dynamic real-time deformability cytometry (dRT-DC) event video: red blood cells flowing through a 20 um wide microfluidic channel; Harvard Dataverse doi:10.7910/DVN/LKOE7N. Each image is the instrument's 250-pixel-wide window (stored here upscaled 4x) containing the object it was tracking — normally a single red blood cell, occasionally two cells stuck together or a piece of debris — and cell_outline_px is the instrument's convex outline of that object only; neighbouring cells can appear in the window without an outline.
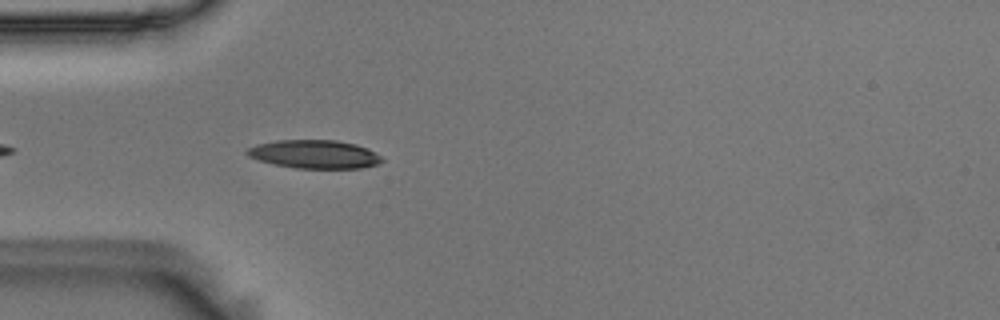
{"species": "Egyptian fruit bat (a non-hibernating species)", "species_latin": "Rousettus aegyptiacus", "temperature_condition": "room temperature", "stored_images_in_passage": 21, "camera_frame_rate_fps": 3000, "um_per_image_px": 0.085, "animal": {"sex": "male"}, "frame": {"image": 1, "passage_image": 4, "time_ms": 1.0, "image_size_px": [1000, 320], "cell_outline_px": [[384, 160], [376, 164], [360, 168], [296, 168], [276, 164], [260, 160], [248, 156], [244, 152], [248, 148], [256, 144], [276, 140], [336, 140], [356, 144], [368, 148], [380, 156]], "centroid_in_image_um": [26.72, 13.1], "position_along_channel_um": 58.3, "area_um2": 22.2}}
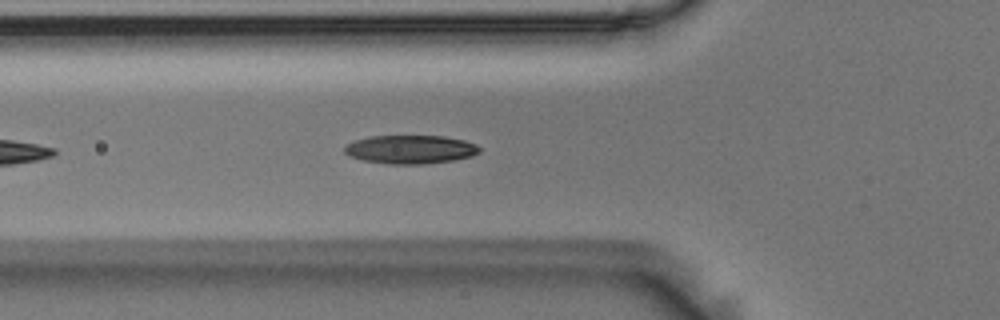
{"frame": {"image": 2, "passage_image": 7, "time_ms": 2.0, "image_size_px": [1000, 320], "cell_outline_px": [[480, 152], [472, 156], [452, 160], [424, 164], [388, 164], [364, 160], [348, 156], [344, 152], [344, 148], [348, 144], [356, 140], [368, 136], [444, 136], [464, 140], [476, 144], [480, 148]], "centroid_in_image_um": [34.89, 12.7], "position_along_channel_um": 90.9, "area_um2": 22.43}}
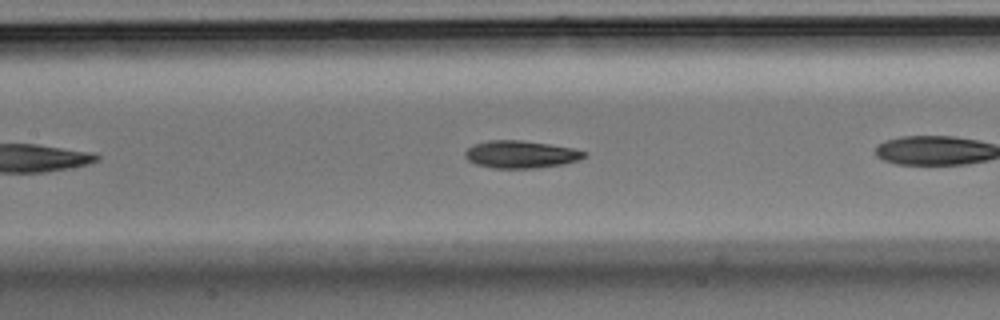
{"frame": {"image": 3, "passage_image": 10, "time_ms": 3.0, "image_size_px": [1000, 320], "cell_outline_px": [[588, 156], [580, 160], [564, 164], [536, 168], [492, 168], [476, 164], [468, 160], [464, 156], [464, 152], [472, 144], [488, 140], [520, 140], [548, 144], [572, 148], [588, 152]], "centroid_in_image_um": [44.28, 13.12], "position_along_channel_um": 163.1, "area_um2": 19.25}}